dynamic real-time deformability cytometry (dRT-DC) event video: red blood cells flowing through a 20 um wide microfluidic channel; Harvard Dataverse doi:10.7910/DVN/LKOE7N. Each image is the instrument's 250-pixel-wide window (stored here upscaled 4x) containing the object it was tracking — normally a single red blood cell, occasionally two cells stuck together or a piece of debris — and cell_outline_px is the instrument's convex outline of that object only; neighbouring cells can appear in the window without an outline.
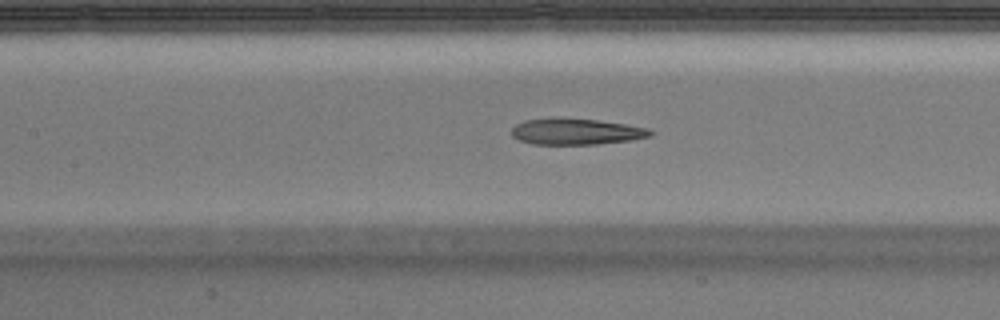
{"species": "Egyptian fruit bat (a non-hibernating species)", "species_latin": "Rousettus aegyptiacus", "temperature_condition": "warm", "stored_images_in_passage": 50, "camera_frame_rate_fps": 3000, "um_per_image_px": 0.085, "animal": {"sex": "male"}, "frame": {"image": 1, "passage_image": 23, "time_ms": 7.333, "image_size_px": [1000, 320], "cell_outline_px": [[656, 132], [652, 136], [628, 140], [596, 144], [532, 144], [520, 140], [512, 136], [512, 128], [516, 124], [524, 120], [596, 120], [624, 124], [648, 128]], "centroid_in_image_um": [49.02, 11.22], "position_along_channel_um": 158.4, "area_um2": 20.35}}
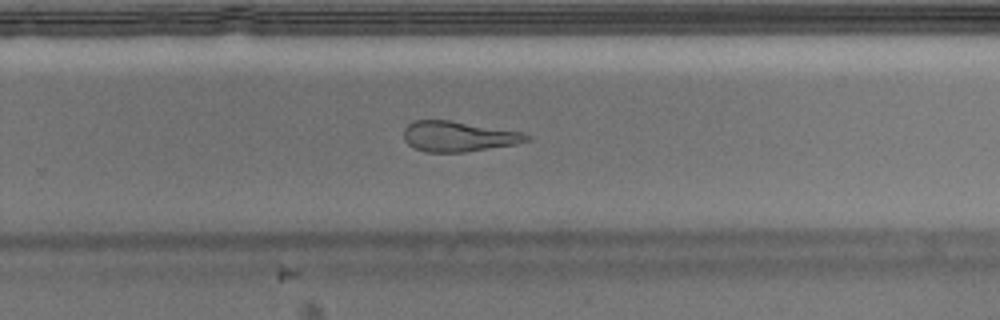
{"frame": {"image": 2, "passage_image": 33, "time_ms": 10.667, "image_size_px": [1000, 320], "cell_outline_px": [[532, 140], [516, 144], [464, 152], [428, 152], [416, 148], [408, 144], [404, 140], [404, 128], [412, 120], [452, 120], [524, 132], [532, 136]], "centroid_in_image_um": [39.01, 11.58], "position_along_channel_um": 290.8, "area_um2": 21.96}}
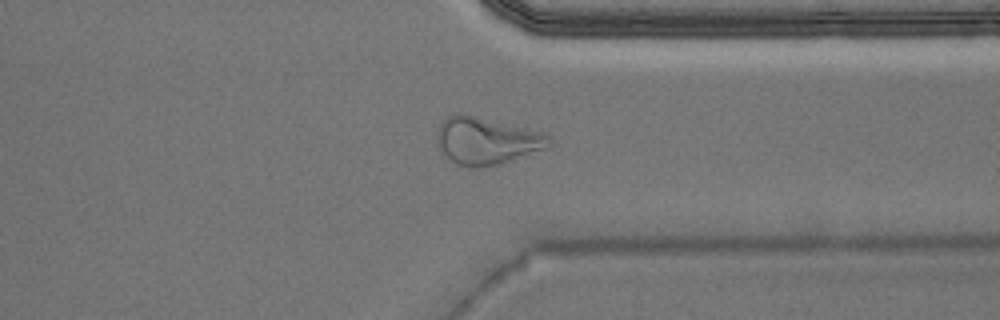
{"frame": {"image": 3, "passage_image": 39, "time_ms": 12.667, "image_size_px": [1000, 320], "cell_outline_px": [[552, 148], [500, 164], [476, 168], [472, 168], [456, 164], [440, 152], [436, 148], [436, 136], [440, 124], [448, 116], [456, 112], [544, 132], [552, 136]], "centroid_in_image_um": [41.39, 11.99], "position_along_channel_um": 370.0, "area_um2": 31.44}, "authors_computed_cell_mechanics": {"area_um2": 23.1778, "velocity_mm_per_s": 3.983, "shape_relaxation_time_tau1_ms": null, "shape_relaxation_time_tau2_ms": 1.789, "deformation_change_tau1": null, "deformation_change_tau2": 0.1194}}